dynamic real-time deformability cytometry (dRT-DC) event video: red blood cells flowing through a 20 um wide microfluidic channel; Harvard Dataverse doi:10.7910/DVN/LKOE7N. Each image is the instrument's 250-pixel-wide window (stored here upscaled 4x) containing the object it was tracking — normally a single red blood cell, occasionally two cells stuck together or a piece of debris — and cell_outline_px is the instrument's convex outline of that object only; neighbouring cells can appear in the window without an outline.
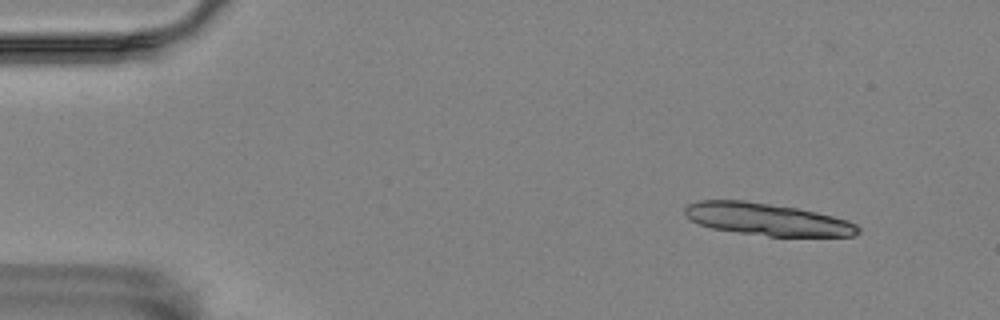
{"species": "Egyptian fruit bat (a non-hibernating species)", "species_latin": "Rousettus aegyptiacus", "temperature_condition": "room temperature", "stored_images_in_passage": 5, "camera_frame_rate_fps": 3000, "um_per_image_px": 0.085, "animal": {"sex": "female"}, "frame": {"image": 1, "passage_image": 1, "time_ms": 0.0, "image_size_px": [1000, 320], "cell_outline_px": [[860, 232], [856, 236], [768, 236], [712, 228], [700, 224], [684, 216], [684, 208], [688, 204], [696, 200], [744, 200], [796, 208], [816, 212], [848, 220], [856, 224], [860, 228]], "centroid_in_image_um": [65.2, 18.63], "position_along_channel_um": 19.8, "area_um2": 32.43}}